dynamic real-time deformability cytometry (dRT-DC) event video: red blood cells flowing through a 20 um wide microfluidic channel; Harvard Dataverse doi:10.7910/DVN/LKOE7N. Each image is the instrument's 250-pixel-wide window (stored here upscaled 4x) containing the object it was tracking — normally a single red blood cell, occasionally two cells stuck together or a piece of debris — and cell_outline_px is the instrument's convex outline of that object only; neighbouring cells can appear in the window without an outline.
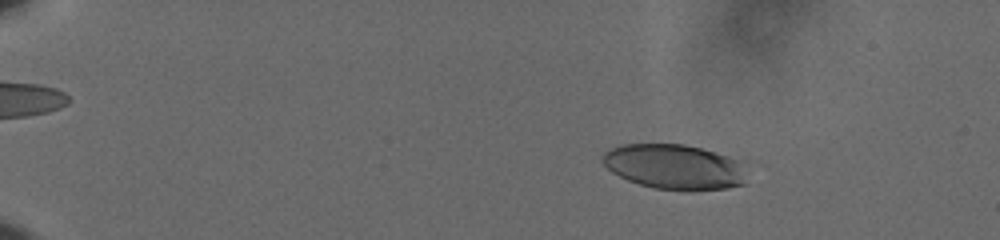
{"species": "human", "species_latin": "Homo sapiens", "temperature_condition": "cold", "stored_images_in_passage": 61, "camera_frame_rate_fps": 3000, "um_per_image_px": 0.085, "donor": {"sex": "male"}, "frame": {"image": 1, "passage_image": 12, "time_ms": 3.667, "image_size_px": [1000, 240], "cell_outline_px": [[744, 184], [728, 188], [692, 192], [652, 188], [628, 180], [612, 172], [600, 160], [604, 152], [608, 148], [624, 144], [684, 144], [700, 148], [728, 156], [736, 160]], "centroid_in_image_um": [57.22, 14.19], "position_along_channel_um": 27.8, "area_um2": 37.63}}
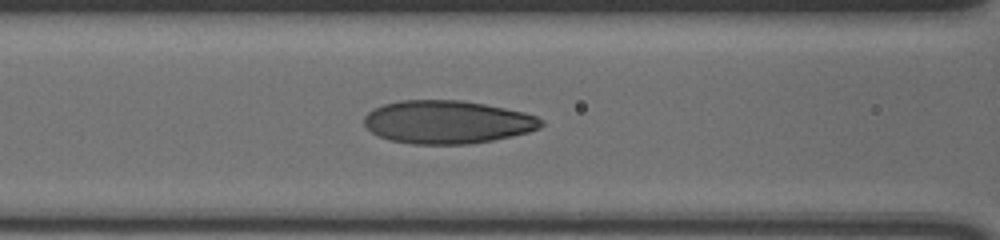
{"frame": {"image": 2, "passage_image": 30, "time_ms": 9.667, "image_size_px": [1000, 240], "cell_outline_px": [[544, 124], [540, 128], [528, 132], [512, 136], [492, 140], [468, 144], [412, 144], [388, 140], [372, 132], [364, 124], [364, 116], [372, 108], [384, 104], [400, 100], [464, 100], [524, 112], [536, 116], [544, 120]], "centroid_in_image_um": [38.02, 10.37], "position_along_channel_um": 128.6, "area_um2": 44.62}}
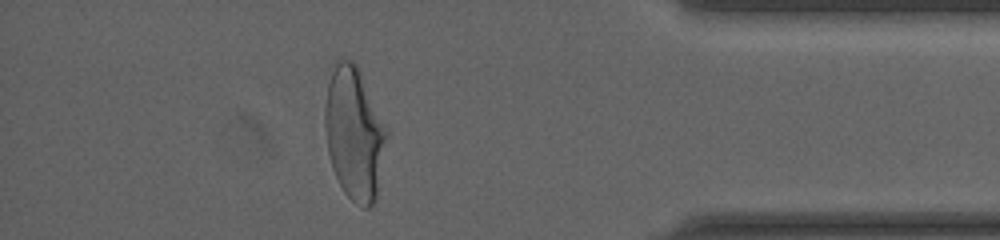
{"frame": {"image": 3, "passage_image": 55, "time_ms": 18.0, "image_size_px": [1000, 240], "cell_outline_px": [[388, 136], [376, 196], [372, 204], [368, 208], [364, 208], [356, 204], [344, 192], [332, 168], [328, 152], [324, 124], [324, 104], [328, 84], [336, 60], [340, 56], [352, 60], [356, 64], [360, 72], [388, 132]], "centroid_in_image_um": [30.09, 11.33], "position_along_channel_um": 405.1, "area_um2": 47.45}, "authors_computed_cell_mechanics": {"area_um2": 42.9454, "velocity_mm_per_s": 3.6285, "shape_relaxation_time_tau1_ms": 5.8665, "shape_relaxation_time_tau2_ms": 0.8741, "deformation_change_tau1": 0.2202, "deformation_change_tau2": 0.0736}}